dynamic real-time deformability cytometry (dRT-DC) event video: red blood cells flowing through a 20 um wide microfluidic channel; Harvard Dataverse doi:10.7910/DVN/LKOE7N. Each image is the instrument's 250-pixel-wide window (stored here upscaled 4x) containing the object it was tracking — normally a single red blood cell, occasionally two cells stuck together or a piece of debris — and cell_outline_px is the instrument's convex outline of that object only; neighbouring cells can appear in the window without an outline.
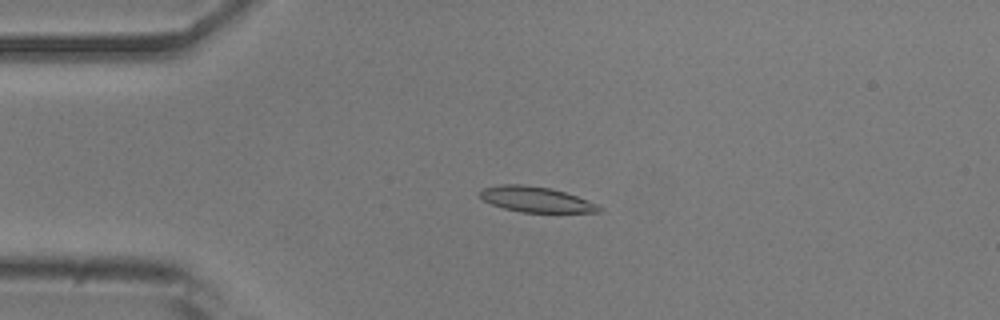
{"species": "common noctule bat (a hibernating species)", "species_latin": "Nyctalus noctula", "temperature_condition": "room temperature", "stored_images_in_passage": 43, "camera_frame_rate_fps": 3000, "um_per_image_px": 0.085, "animal": {"sex": "male", "body_mass_g": 20.5, "forearm_length_mm": 52.5}, "frame": {"image": 1, "passage_image": 3, "time_ms": 0.667, "image_size_px": [1000, 320], "cell_outline_px": [[604, 208], [600, 212], [524, 212], [504, 208], [492, 204], [484, 200], [480, 196], [480, 192], [484, 188], [504, 184], [520, 184], [548, 188], [564, 192], [576, 196], [596, 204]], "centroid_in_image_um": [45.57, 16.95], "position_along_channel_um": 39.4, "area_um2": 17.22}}
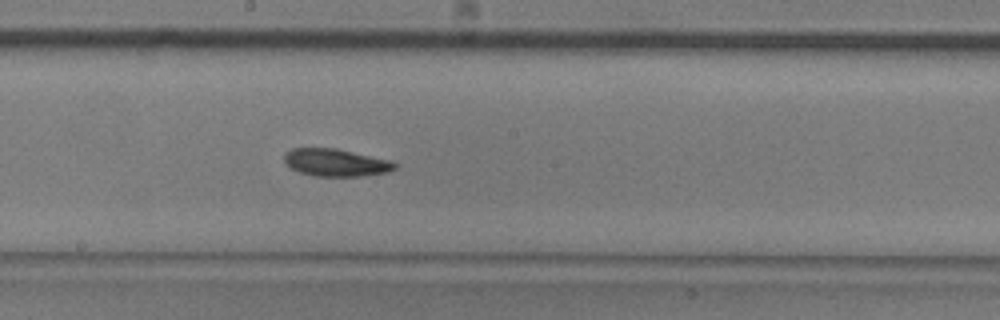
{"frame": {"image": 2, "passage_image": 19, "time_ms": 6.0, "image_size_px": [1000, 320], "cell_outline_px": [[396, 168], [388, 172], [360, 176], [316, 176], [300, 172], [284, 164], [284, 152], [292, 148], [336, 148], [392, 160], [396, 164]], "centroid_in_image_um": [28.53, 13.81], "position_along_channel_um": 219.7, "area_um2": 17.8}}
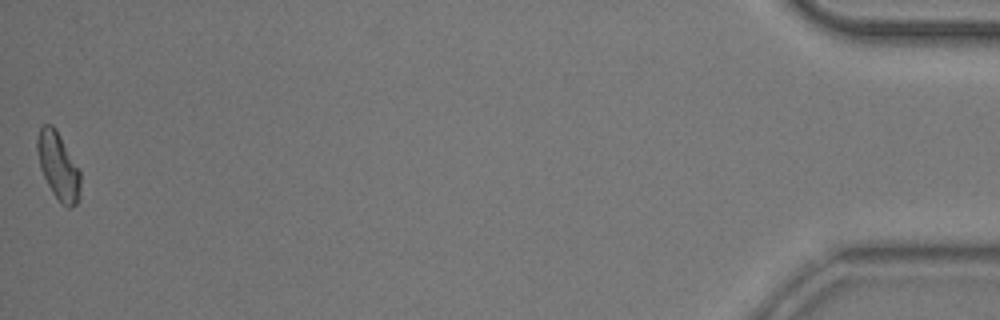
{"frame": {"image": 3, "passage_image": 43, "time_ms": 14.0, "image_size_px": [1000, 320], "cell_outline_px": [[80, 200], [76, 204], [68, 208], [60, 204], [52, 192], [40, 168], [36, 148], [36, 140], [40, 128], [44, 124], [52, 124], [56, 128], [80, 168]], "centroid_in_image_um": [4.97, 14.12], "position_along_channel_um": 430.2, "area_um2": 17.28}, "authors_computed_cell_mechanics": {"area_um2": 17.4556, "velocity_mm_per_s": 3.8551, "shape_relaxation_time_tau1_ms": 5.62, "shape_relaxation_time_tau2_ms": null, "deformation_change_tau1": 0.1634, "deformation_change_tau2": null}}